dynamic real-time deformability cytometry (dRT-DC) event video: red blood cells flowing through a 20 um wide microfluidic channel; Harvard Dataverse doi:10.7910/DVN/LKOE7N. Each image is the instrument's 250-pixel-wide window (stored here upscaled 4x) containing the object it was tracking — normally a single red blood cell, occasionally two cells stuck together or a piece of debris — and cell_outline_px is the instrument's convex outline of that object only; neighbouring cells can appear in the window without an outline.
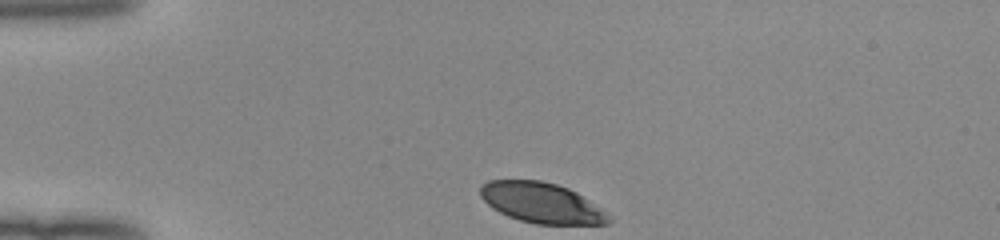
{"species": "human", "species_latin": "Homo sapiens", "temperature_condition": "room temperature", "stored_images_in_passage": 32, "camera_frame_rate_fps": 3000, "um_per_image_px": 0.085, "donor": {"sex": "female"}, "frame": {"image": 1, "passage_image": 1, "time_ms": 0.0, "image_size_px": [1000, 240], "cell_outline_px": [[612, 220], [608, 224], [536, 224], [520, 220], [508, 216], [492, 208], [480, 196], [480, 184], [488, 180], [540, 180], [556, 184], [568, 188], [576, 192], [612, 216]], "centroid_in_image_um": [46.02, 17.24], "position_along_channel_um": 39.0, "area_um2": 30.17}}
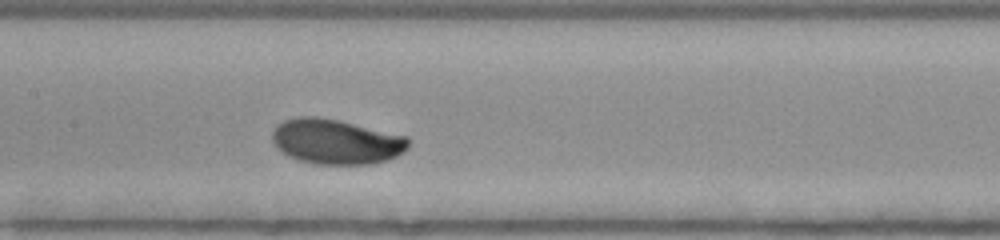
{"frame": {"image": 2, "passage_image": 15, "time_ms": 4.667, "image_size_px": [1000, 240], "cell_outline_px": [[408, 148], [404, 152], [388, 160], [372, 164], [312, 164], [288, 156], [276, 148], [272, 140], [272, 132], [276, 124], [284, 120], [300, 116], [316, 116], [336, 120], [408, 136]], "centroid_in_image_um": [28.54, 12.04], "position_along_channel_um": 178.9, "area_um2": 35.84}}
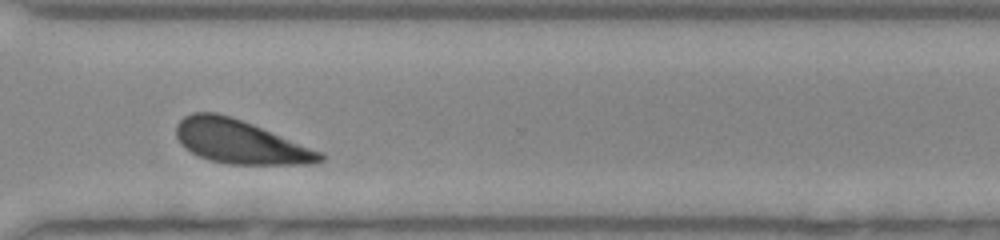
{"frame": {"image": 3, "passage_image": 28, "time_ms": 9.0, "image_size_px": [1000, 240], "cell_outline_px": [[324, 160], [316, 164], [228, 164], [208, 160], [184, 148], [180, 144], [176, 136], [176, 124], [184, 116], [192, 112], [216, 112], [252, 124], [324, 152]], "centroid_in_image_um": [20.41, 12.06], "position_along_channel_um": 350.2, "area_um2": 36.59}, "authors_computed_cell_mechanics": {"area_um2": 35.258, "velocity_mm_per_s": 3.9467, "shape_relaxation_time_tau1_ms": 2.2404, "shape_relaxation_time_tau2_ms": null, "deformation_change_tau1": 0.1076, "deformation_change_tau2": null}}